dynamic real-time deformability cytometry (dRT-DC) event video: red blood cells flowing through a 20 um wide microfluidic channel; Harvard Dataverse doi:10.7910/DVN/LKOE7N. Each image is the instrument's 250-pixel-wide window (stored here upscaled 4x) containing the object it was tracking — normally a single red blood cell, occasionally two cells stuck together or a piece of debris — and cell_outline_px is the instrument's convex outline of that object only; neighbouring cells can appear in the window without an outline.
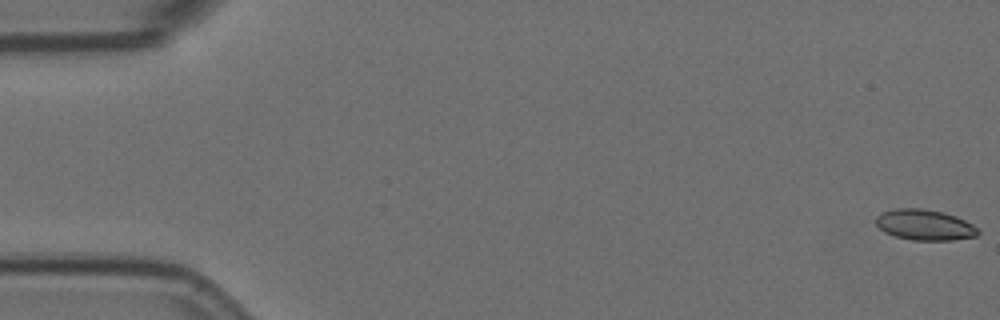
{"species": "Egyptian fruit bat (a non-hibernating species)", "species_latin": "Rousettus aegyptiacus", "temperature_condition": "room temperature", "stored_images_in_passage": 57, "camera_frame_rate_fps": 3000, "um_per_image_px": 0.085, "animal": {"sex": "female"}, "frame": {"image": 1, "passage_image": 1, "time_ms": 0.0, "image_size_px": [1000, 320], "cell_outline_px": [[980, 232], [976, 236], [952, 240], [912, 240], [896, 236], [884, 232], [876, 224], [876, 216], [880, 212], [896, 208], [920, 208], [940, 212], [956, 216], [972, 224]], "centroid_in_image_um": [78.57, 19.11], "position_along_channel_um": 6.4, "area_um2": 18.15}}
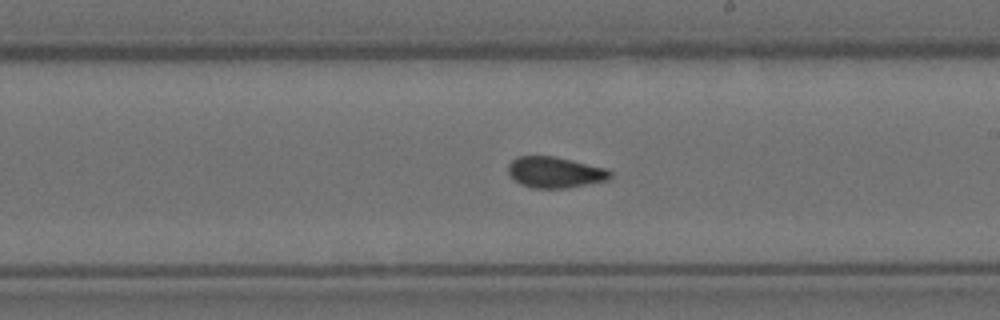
{"frame": {"image": 2, "passage_image": 33, "time_ms": 10.667, "image_size_px": [1000, 320], "cell_outline_px": [[612, 176], [608, 180], [568, 188], [532, 188], [520, 184], [508, 172], [508, 164], [516, 156], [556, 156], [604, 168], [612, 172]], "centroid_in_image_um": [47.17, 14.64], "position_along_channel_um": 241.8, "area_um2": 18.44}}
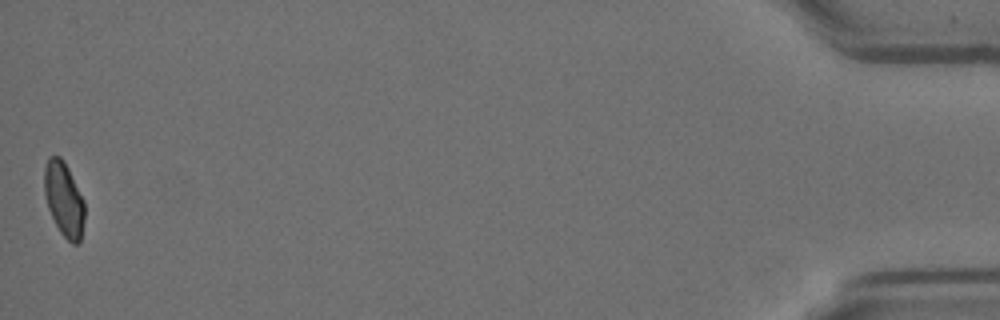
{"frame": {"image": 3, "passage_image": 57, "time_ms": 18.667, "image_size_px": [1000, 320], "cell_outline_px": [[84, 220], [80, 240], [76, 244], [72, 244], [60, 232], [48, 208], [44, 192], [44, 168], [48, 156], [60, 156], [64, 160], [84, 200]], "centroid_in_image_um": [5.42, 16.91], "position_along_channel_um": 429.8, "area_um2": 17.4}, "authors_computed_cell_mechanics": {"area_um2": 18.4382, "velocity_mm_per_s": 3.5845, "shape_relaxation_time_tau1_ms": null, "shape_relaxation_time_tau2_ms": 1.3854, "deformation_change_tau1": null, "deformation_change_tau2": 0.0543}}